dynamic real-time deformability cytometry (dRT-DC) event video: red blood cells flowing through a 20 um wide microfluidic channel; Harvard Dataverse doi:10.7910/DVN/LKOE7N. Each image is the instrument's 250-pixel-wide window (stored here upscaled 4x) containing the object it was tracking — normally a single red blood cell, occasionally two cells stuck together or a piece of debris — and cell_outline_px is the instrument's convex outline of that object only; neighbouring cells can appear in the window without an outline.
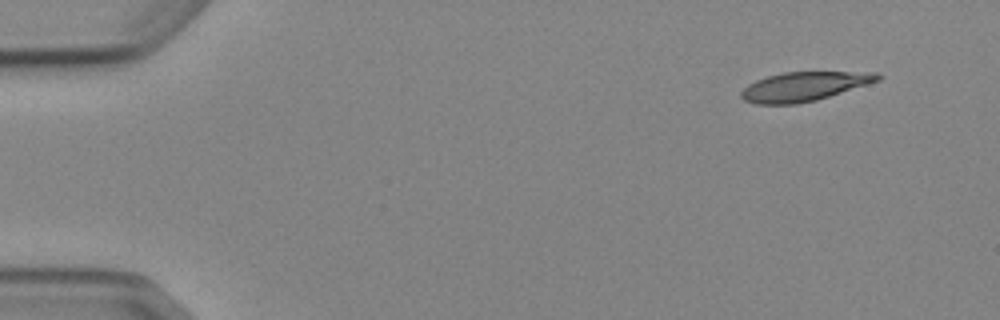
{"species": "Egyptian fruit bat (a non-hibernating species)", "species_latin": "Rousettus aegyptiacus", "temperature_condition": "cold", "stored_images_in_passage": 4, "camera_frame_rate_fps": 3000, "um_per_image_px": 0.085, "animal": {"sex": "female"}, "frame": {"image": 1, "passage_image": 1, "time_ms": 0.0, "image_size_px": [1000, 320], "cell_outline_px": [[884, 76], [880, 80], [816, 100], [796, 104], [756, 104], [744, 100], [740, 96], [740, 92], [748, 84], [756, 80], [768, 76], [784, 72], [880, 72]], "centroid_in_image_um": [68.35, 7.34], "position_along_channel_um": 16.6, "area_um2": 23.12}}
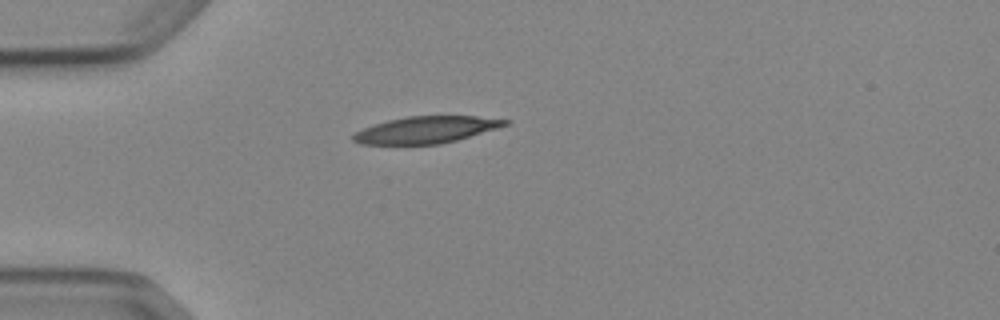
{"frame": {"image": 2, "passage_image": 3, "time_ms": 3.333, "image_size_px": [1000, 320], "cell_outline_px": [[512, 120], [508, 124], [496, 128], [456, 140], [440, 144], [360, 144], [352, 140], [352, 136], [356, 132], [364, 128], [388, 120], [408, 116], [476, 116]], "centroid_in_image_um": [36.22, 11.03], "position_along_channel_um": 48.8, "area_um2": 23.41}}